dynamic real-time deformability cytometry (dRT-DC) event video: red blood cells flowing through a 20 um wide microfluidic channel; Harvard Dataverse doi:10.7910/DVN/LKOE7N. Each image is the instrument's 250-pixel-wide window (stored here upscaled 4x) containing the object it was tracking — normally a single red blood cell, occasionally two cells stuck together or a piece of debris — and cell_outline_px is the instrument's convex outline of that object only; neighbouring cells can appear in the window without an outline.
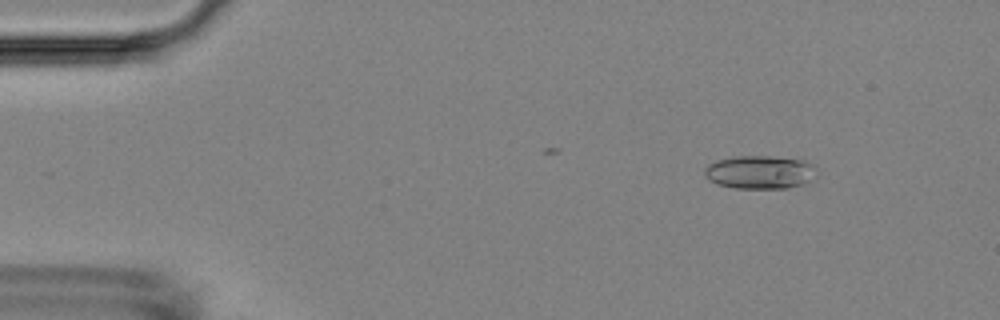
{"species": "Egyptian fruit bat (a non-hibernating species)", "species_latin": "Rousettus aegyptiacus", "temperature_condition": "room temperature", "stored_images_in_passage": 45, "camera_frame_rate_fps": 3000, "um_per_image_px": 0.085, "animal": {"sex": "female"}, "frame": {"image": 1, "passage_image": 7, "time_ms": 2.0, "image_size_px": [1000, 320], "cell_outline_px": [[816, 168], [812, 180], [804, 184], [788, 188], [736, 188], [716, 184], [708, 180], [704, 176], [704, 168], [708, 164], [716, 160], [732, 156], [772, 156], [804, 160], [816, 164]], "centroid_in_image_um": [64.58, 14.63], "position_along_channel_um": 20.4, "area_um2": 22.14}}
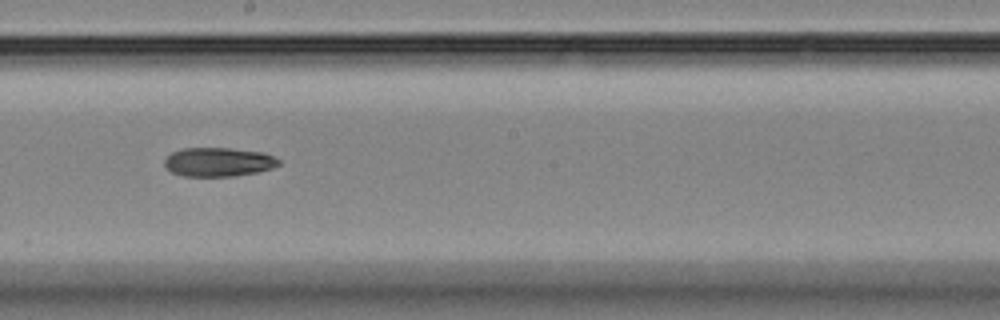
{"frame": {"image": 2, "passage_image": 31, "time_ms": 10.0, "image_size_px": [1000, 320], "cell_outline_px": [[280, 164], [272, 168], [256, 172], [236, 176], [180, 176], [172, 172], [164, 164], [164, 160], [172, 152], [184, 148], [232, 148], [264, 152], [276, 156], [280, 160]], "centroid_in_image_um": [18.6, 13.76], "position_along_channel_um": 229.6, "area_um2": 19.42}}
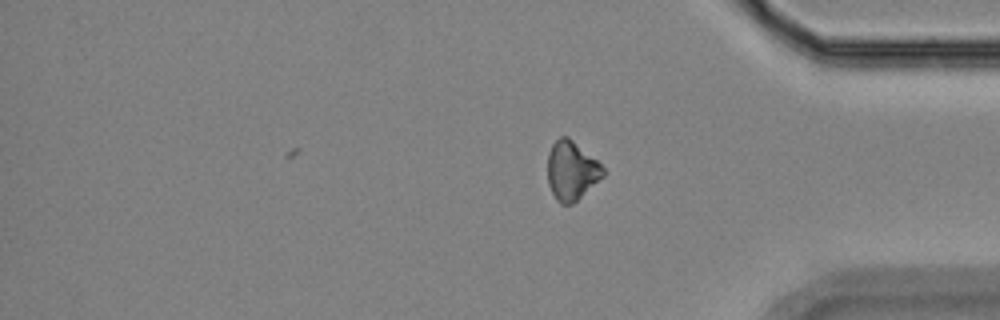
{"frame": {"image": 3, "passage_image": 45, "time_ms": 14.667, "image_size_px": [1000, 320], "cell_outline_px": [[604, 176], [572, 204], [560, 204], [556, 200], [548, 184], [548, 152], [552, 144], [560, 136], [568, 136], [596, 160], [604, 168]], "centroid_in_image_um": [48.56, 14.5], "position_along_channel_um": 386.6, "area_um2": 18.9}, "authors_computed_cell_mechanics": {"area_um2": 20.1144, "velocity_mm_per_s": 3.6454, "shape_relaxation_time_tau1_ms": null, "shape_relaxation_time_tau2_ms": 10.5607, "deformation_change_tau1": null, "deformation_change_tau2": 0.161}}